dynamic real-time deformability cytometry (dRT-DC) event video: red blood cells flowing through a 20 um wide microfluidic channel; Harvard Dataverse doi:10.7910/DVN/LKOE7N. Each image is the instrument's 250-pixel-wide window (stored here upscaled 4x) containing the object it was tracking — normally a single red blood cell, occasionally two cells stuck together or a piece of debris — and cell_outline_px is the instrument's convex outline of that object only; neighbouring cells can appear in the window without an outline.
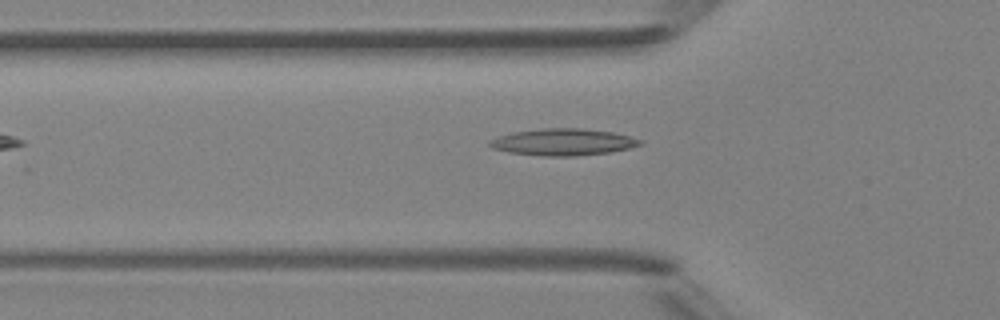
{"species": "Egyptian fruit bat (a non-hibernating species)", "species_latin": "Rousettus aegyptiacus", "temperature_condition": "room temperature", "stored_images_in_passage": 4, "camera_frame_rate_fps": 3000, "um_per_image_px": 0.085, "animal": {"sex": "female"}, "frame": {"image": 1, "passage_image": 4, "time_ms": 3.667, "image_size_px": [1000, 320], "cell_outline_px": [[644, 144], [628, 148], [608, 152], [576, 156], [544, 156], [508, 152], [492, 148], [488, 144], [492, 140], [500, 136], [512, 132], [544, 128], [580, 128], [612, 132], [644, 140]], "centroid_in_image_um": [47.88, 12.07], "position_along_channel_um": 77.9, "area_um2": 23.29}}